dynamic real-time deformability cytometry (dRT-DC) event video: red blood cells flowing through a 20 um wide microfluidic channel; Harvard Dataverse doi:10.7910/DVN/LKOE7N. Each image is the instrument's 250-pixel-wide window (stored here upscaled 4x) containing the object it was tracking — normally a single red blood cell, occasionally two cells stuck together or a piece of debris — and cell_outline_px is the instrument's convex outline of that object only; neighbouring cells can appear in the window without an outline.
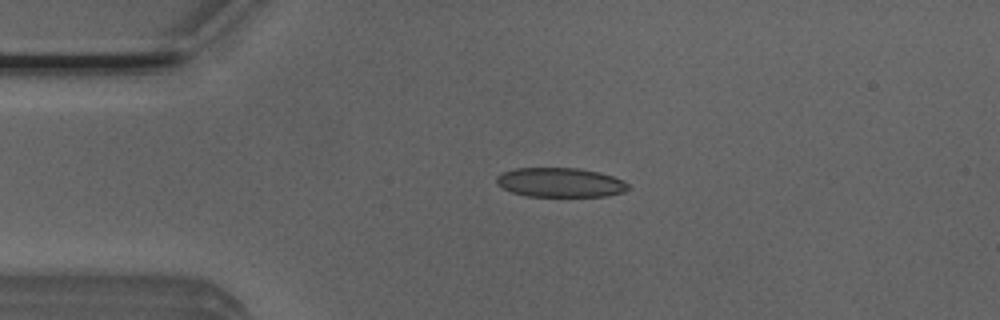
{"species": "Egyptian fruit bat (a non-hibernating species)", "species_latin": "Rousettus aegyptiacus", "temperature_condition": "room temperature", "stored_images_in_passage": 19, "camera_frame_rate_fps": 3000, "um_per_image_px": 0.085, "animal": {"sex": "male"}, "frame": {"image": 1, "passage_image": 11, "time_ms": 3.333, "image_size_px": [1000, 320], "cell_outline_px": [[632, 188], [624, 192], [604, 196], [528, 196], [512, 192], [500, 188], [496, 184], [496, 176], [500, 172], [516, 168], [580, 168], [612, 176], [628, 184]], "centroid_in_image_um": [47.56, 15.51], "position_along_channel_um": 37.4, "area_um2": 22.6}}